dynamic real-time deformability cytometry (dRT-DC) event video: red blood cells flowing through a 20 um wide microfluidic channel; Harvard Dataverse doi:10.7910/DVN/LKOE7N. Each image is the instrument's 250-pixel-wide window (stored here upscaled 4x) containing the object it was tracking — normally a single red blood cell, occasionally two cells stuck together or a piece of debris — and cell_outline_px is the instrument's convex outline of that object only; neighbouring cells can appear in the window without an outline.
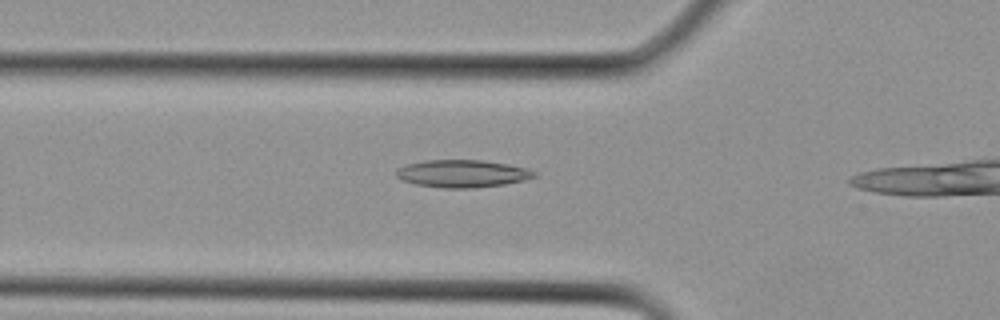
{"species": "Egyptian fruit bat (a non-hibernating species)", "species_latin": "Rousettus aegyptiacus", "temperature_condition": "cold", "stored_images_in_passage": 5, "camera_frame_rate_fps": 3000, "um_per_image_px": 0.085, "animal": {"sex": "female"}, "frame": {"image": 1, "passage_image": 4, "time_ms": 1.0, "image_size_px": [1000, 320], "cell_outline_px": [[536, 176], [524, 180], [504, 184], [472, 188], [444, 188], [416, 184], [400, 180], [396, 176], [396, 168], [408, 164], [424, 160], [480, 160], [508, 164], [528, 168], [536, 172]], "centroid_in_image_um": [39.28, 14.75], "position_along_channel_um": 86.5, "area_um2": 22.14}}